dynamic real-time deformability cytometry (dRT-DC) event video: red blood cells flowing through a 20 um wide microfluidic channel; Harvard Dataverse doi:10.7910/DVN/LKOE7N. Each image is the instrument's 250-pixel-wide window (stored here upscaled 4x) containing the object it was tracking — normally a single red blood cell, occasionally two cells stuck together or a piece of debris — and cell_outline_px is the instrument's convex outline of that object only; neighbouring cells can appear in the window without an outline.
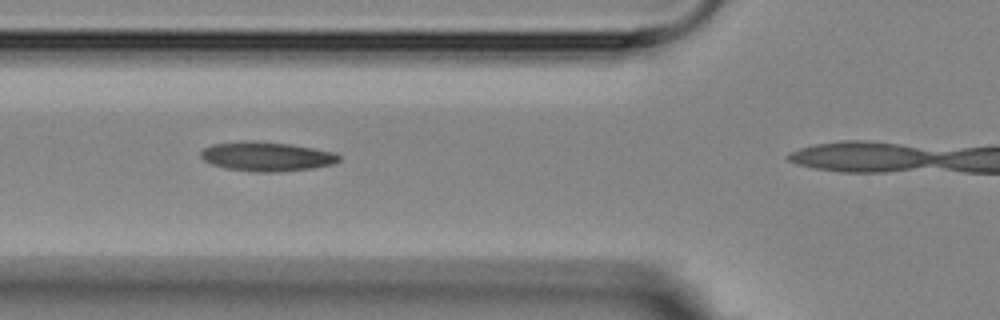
{"species": "Egyptian fruit bat (a non-hibernating species)", "species_latin": "Rousettus aegyptiacus", "temperature_condition": "room temperature", "stored_images_in_passage": 4, "camera_frame_rate_fps": 3000, "um_per_image_px": 0.085, "animal": {"sex": "female"}, "frame": {"image": 1, "passage_image": 3, "time_ms": 2.0, "image_size_px": [1000, 320], "cell_outline_px": [[340, 160], [332, 164], [312, 168], [280, 172], [256, 172], [224, 168], [212, 164], [204, 160], [200, 156], [200, 152], [204, 148], [212, 144], [288, 144], [312, 148], [332, 152], [340, 156]], "centroid_in_image_um": [22.69, 13.36], "position_along_channel_um": 103.1, "area_um2": 22.37}}